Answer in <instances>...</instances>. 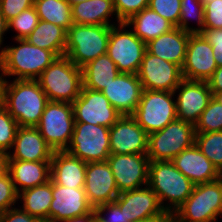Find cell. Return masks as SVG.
<instances>
[{
	"mask_svg": "<svg viewBox=\"0 0 222 222\" xmlns=\"http://www.w3.org/2000/svg\"><path fill=\"white\" fill-rule=\"evenodd\" d=\"M48 102L37 80L6 79L3 105L19 127H36Z\"/></svg>",
	"mask_w": 222,
	"mask_h": 222,
	"instance_id": "cell-1",
	"label": "cell"
},
{
	"mask_svg": "<svg viewBox=\"0 0 222 222\" xmlns=\"http://www.w3.org/2000/svg\"><path fill=\"white\" fill-rule=\"evenodd\" d=\"M194 185L172 161L149 162L148 186L156 193L164 211L175 213L191 195Z\"/></svg>",
	"mask_w": 222,
	"mask_h": 222,
	"instance_id": "cell-2",
	"label": "cell"
},
{
	"mask_svg": "<svg viewBox=\"0 0 222 222\" xmlns=\"http://www.w3.org/2000/svg\"><path fill=\"white\" fill-rule=\"evenodd\" d=\"M15 41L18 45L4 46L0 54V68L6 78L16 76V80H36L57 58L52 51L34 46L26 39Z\"/></svg>",
	"mask_w": 222,
	"mask_h": 222,
	"instance_id": "cell-3",
	"label": "cell"
},
{
	"mask_svg": "<svg viewBox=\"0 0 222 222\" xmlns=\"http://www.w3.org/2000/svg\"><path fill=\"white\" fill-rule=\"evenodd\" d=\"M36 80L49 101L73 103L83 87L81 68L67 56L57 57Z\"/></svg>",
	"mask_w": 222,
	"mask_h": 222,
	"instance_id": "cell-4",
	"label": "cell"
},
{
	"mask_svg": "<svg viewBox=\"0 0 222 222\" xmlns=\"http://www.w3.org/2000/svg\"><path fill=\"white\" fill-rule=\"evenodd\" d=\"M110 26L73 23L67 30L65 56L82 68L107 54Z\"/></svg>",
	"mask_w": 222,
	"mask_h": 222,
	"instance_id": "cell-5",
	"label": "cell"
},
{
	"mask_svg": "<svg viewBox=\"0 0 222 222\" xmlns=\"http://www.w3.org/2000/svg\"><path fill=\"white\" fill-rule=\"evenodd\" d=\"M222 216V179L194 185L191 195L174 213L175 222H216Z\"/></svg>",
	"mask_w": 222,
	"mask_h": 222,
	"instance_id": "cell-6",
	"label": "cell"
},
{
	"mask_svg": "<svg viewBox=\"0 0 222 222\" xmlns=\"http://www.w3.org/2000/svg\"><path fill=\"white\" fill-rule=\"evenodd\" d=\"M195 126L175 119L162 130L149 134L147 156L150 161H172L195 144Z\"/></svg>",
	"mask_w": 222,
	"mask_h": 222,
	"instance_id": "cell-7",
	"label": "cell"
},
{
	"mask_svg": "<svg viewBox=\"0 0 222 222\" xmlns=\"http://www.w3.org/2000/svg\"><path fill=\"white\" fill-rule=\"evenodd\" d=\"M174 96V92L143 90L132 116L148 134L162 130L177 119Z\"/></svg>",
	"mask_w": 222,
	"mask_h": 222,
	"instance_id": "cell-8",
	"label": "cell"
},
{
	"mask_svg": "<svg viewBox=\"0 0 222 222\" xmlns=\"http://www.w3.org/2000/svg\"><path fill=\"white\" fill-rule=\"evenodd\" d=\"M74 125L72 103L49 101L36 128L54 151H64L71 142Z\"/></svg>",
	"mask_w": 222,
	"mask_h": 222,
	"instance_id": "cell-9",
	"label": "cell"
},
{
	"mask_svg": "<svg viewBox=\"0 0 222 222\" xmlns=\"http://www.w3.org/2000/svg\"><path fill=\"white\" fill-rule=\"evenodd\" d=\"M110 128L75 122L72 139L65 150L84 162H105L110 152Z\"/></svg>",
	"mask_w": 222,
	"mask_h": 222,
	"instance_id": "cell-10",
	"label": "cell"
},
{
	"mask_svg": "<svg viewBox=\"0 0 222 222\" xmlns=\"http://www.w3.org/2000/svg\"><path fill=\"white\" fill-rule=\"evenodd\" d=\"M125 22L110 26L107 55L120 73L137 74L146 51V43L129 29Z\"/></svg>",
	"mask_w": 222,
	"mask_h": 222,
	"instance_id": "cell-11",
	"label": "cell"
},
{
	"mask_svg": "<svg viewBox=\"0 0 222 222\" xmlns=\"http://www.w3.org/2000/svg\"><path fill=\"white\" fill-rule=\"evenodd\" d=\"M72 106L75 122L110 128L122 116L101 91L84 87Z\"/></svg>",
	"mask_w": 222,
	"mask_h": 222,
	"instance_id": "cell-12",
	"label": "cell"
},
{
	"mask_svg": "<svg viewBox=\"0 0 222 222\" xmlns=\"http://www.w3.org/2000/svg\"><path fill=\"white\" fill-rule=\"evenodd\" d=\"M137 76L143 90L154 91L174 92L183 80L181 68L178 65L154 56L147 50Z\"/></svg>",
	"mask_w": 222,
	"mask_h": 222,
	"instance_id": "cell-13",
	"label": "cell"
},
{
	"mask_svg": "<svg viewBox=\"0 0 222 222\" xmlns=\"http://www.w3.org/2000/svg\"><path fill=\"white\" fill-rule=\"evenodd\" d=\"M107 162L114 175L119 193L148 185L147 154H110Z\"/></svg>",
	"mask_w": 222,
	"mask_h": 222,
	"instance_id": "cell-14",
	"label": "cell"
},
{
	"mask_svg": "<svg viewBox=\"0 0 222 222\" xmlns=\"http://www.w3.org/2000/svg\"><path fill=\"white\" fill-rule=\"evenodd\" d=\"M112 154H147L149 134L132 115H122L109 130Z\"/></svg>",
	"mask_w": 222,
	"mask_h": 222,
	"instance_id": "cell-15",
	"label": "cell"
},
{
	"mask_svg": "<svg viewBox=\"0 0 222 222\" xmlns=\"http://www.w3.org/2000/svg\"><path fill=\"white\" fill-rule=\"evenodd\" d=\"M217 67L210 43L200 33L190 34L185 61L181 67L183 79L207 81Z\"/></svg>",
	"mask_w": 222,
	"mask_h": 222,
	"instance_id": "cell-16",
	"label": "cell"
},
{
	"mask_svg": "<svg viewBox=\"0 0 222 222\" xmlns=\"http://www.w3.org/2000/svg\"><path fill=\"white\" fill-rule=\"evenodd\" d=\"M176 98L177 119L192 123L198 122L201 113L212 99V92L207 81H192L183 79L174 93Z\"/></svg>",
	"mask_w": 222,
	"mask_h": 222,
	"instance_id": "cell-17",
	"label": "cell"
},
{
	"mask_svg": "<svg viewBox=\"0 0 222 222\" xmlns=\"http://www.w3.org/2000/svg\"><path fill=\"white\" fill-rule=\"evenodd\" d=\"M84 191L93 208L118 197L119 191L107 161L87 163Z\"/></svg>",
	"mask_w": 222,
	"mask_h": 222,
	"instance_id": "cell-18",
	"label": "cell"
},
{
	"mask_svg": "<svg viewBox=\"0 0 222 222\" xmlns=\"http://www.w3.org/2000/svg\"><path fill=\"white\" fill-rule=\"evenodd\" d=\"M52 196L49 222H61L90 213L94 209L88 202L84 188H69L52 181Z\"/></svg>",
	"mask_w": 222,
	"mask_h": 222,
	"instance_id": "cell-19",
	"label": "cell"
},
{
	"mask_svg": "<svg viewBox=\"0 0 222 222\" xmlns=\"http://www.w3.org/2000/svg\"><path fill=\"white\" fill-rule=\"evenodd\" d=\"M142 91L137 74L119 73L101 92L122 115H132L138 107Z\"/></svg>",
	"mask_w": 222,
	"mask_h": 222,
	"instance_id": "cell-20",
	"label": "cell"
},
{
	"mask_svg": "<svg viewBox=\"0 0 222 222\" xmlns=\"http://www.w3.org/2000/svg\"><path fill=\"white\" fill-rule=\"evenodd\" d=\"M114 202L129 222L140 221L162 213L156 193L148 186L120 192Z\"/></svg>",
	"mask_w": 222,
	"mask_h": 222,
	"instance_id": "cell-21",
	"label": "cell"
},
{
	"mask_svg": "<svg viewBox=\"0 0 222 222\" xmlns=\"http://www.w3.org/2000/svg\"><path fill=\"white\" fill-rule=\"evenodd\" d=\"M13 148L14 152L8 153L9 160L51 161L54 153L36 127H19Z\"/></svg>",
	"mask_w": 222,
	"mask_h": 222,
	"instance_id": "cell-22",
	"label": "cell"
},
{
	"mask_svg": "<svg viewBox=\"0 0 222 222\" xmlns=\"http://www.w3.org/2000/svg\"><path fill=\"white\" fill-rule=\"evenodd\" d=\"M172 162L195 185L213 182L221 178V173L196 144L183 150Z\"/></svg>",
	"mask_w": 222,
	"mask_h": 222,
	"instance_id": "cell-23",
	"label": "cell"
},
{
	"mask_svg": "<svg viewBox=\"0 0 222 222\" xmlns=\"http://www.w3.org/2000/svg\"><path fill=\"white\" fill-rule=\"evenodd\" d=\"M86 165L83 160L64 151H54L51 159L50 179L69 188H84Z\"/></svg>",
	"mask_w": 222,
	"mask_h": 222,
	"instance_id": "cell-24",
	"label": "cell"
},
{
	"mask_svg": "<svg viewBox=\"0 0 222 222\" xmlns=\"http://www.w3.org/2000/svg\"><path fill=\"white\" fill-rule=\"evenodd\" d=\"M190 34L175 27L146 43V50L152 55L174 63L181 68L185 61Z\"/></svg>",
	"mask_w": 222,
	"mask_h": 222,
	"instance_id": "cell-25",
	"label": "cell"
},
{
	"mask_svg": "<svg viewBox=\"0 0 222 222\" xmlns=\"http://www.w3.org/2000/svg\"><path fill=\"white\" fill-rule=\"evenodd\" d=\"M8 173L16 192L20 193L50 180L51 161L9 160Z\"/></svg>",
	"mask_w": 222,
	"mask_h": 222,
	"instance_id": "cell-26",
	"label": "cell"
},
{
	"mask_svg": "<svg viewBox=\"0 0 222 222\" xmlns=\"http://www.w3.org/2000/svg\"><path fill=\"white\" fill-rule=\"evenodd\" d=\"M116 16L117 24L122 23L115 12L113 0H87L72 6V20L76 24L114 26L110 16Z\"/></svg>",
	"mask_w": 222,
	"mask_h": 222,
	"instance_id": "cell-27",
	"label": "cell"
},
{
	"mask_svg": "<svg viewBox=\"0 0 222 222\" xmlns=\"http://www.w3.org/2000/svg\"><path fill=\"white\" fill-rule=\"evenodd\" d=\"M125 23L129 28L133 27L134 34L145 43L175 28L170 21L149 7L134 14Z\"/></svg>",
	"mask_w": 222,
	"mask_h": 222,
	"instance_id": "cell-28",
	"label": "cell"
},
{
	"mask_svg": "<svg viewBox=\"0 0 222 222\" xmlns=\"http://www.w3.org/2000/svg\"><path fill=\"white\" fill-rule=\"evenodd\" d=\"M83 87L102 91L120 73L114 61L101 55L81 68Z\"/></svg>",
	"mask_w": 222,
	"mask_h": 222,
	"instance_id": "cell-29",
	"label": "cell"
},
{
	"mask_svg": "<svg viewBox=\"0 0 222 222\" xmlns=\"http://www.w3.org/2000/svg\"><path fill=\"white\" fill-rule=\"evenodd\" d=\"M67 31L53 23L40 20L25 38L30 44L52 51L57 57L65 56Z\"/></svg>",
	"mask_w": 222,
	"mask_h": 222,
	"instance_id": "cell-30",
	"label": "cell"
},
{
	"mask_svg": "<svg viewBox=\"0 0 222 222\" xmlns=\"http://www.w3.org/2000/svg\"><path fill=\"white\" fill-rule=\"evenodd\" d=\"M23 203L22 210L38 221L49 222V207L52 202V180L18 193V200Z\"/></svg>",
	"mask_w": 222,
	"mask_h": 222,
	"instance_id": "cell-31",
	"label": "cell"
},
{
	"mask_svg": "<svg viewBox=\"0 0 222 222\" xmlns=\"http://www.w3.org/2000/svg\"><path fill=\"white\" fill-rule=\"evenodd\" d=\"M40 20L53 23L66 31L73 24L72 6L67 0H34Z\"/></svg>",
	"mask_w": 222,
	"mask_h": 222,
	"instance_id": "cell-32",
	"label": "cell"
},
{
	"mask_svg": "<svg viewBox=\"0 0 222 222\" xmlns=\"http://www.w3.org/2000/svg\"><path fill=\"white\" fill-rule=\"evenodd\" d=\"M195 144L200 151L222 172V131L196 133Z\"/></svg>",
	"mask_w": 222,
	"mask_h": 222,
	"instance_id": "cell-33",
	"label": "cell"
},
{
	"mask_svg": "<svg viewBox=\"0 0 222 222\" xmlns=\"http://www.w3.org/2000/svg\"><path fill=\"white\" fill-rule=\"evenodd\" d=\"M190 19L197 20L198 28L190 26ZM178 28L191 34L200 33L204 29V5L200 0H181Z\"/></svg>",
	"mask_w": 222,
	"mask_h": 222,
	"instance_id": "cell-34",
	"label": "cell"
},
{
	"mask_svg": "<svg viewBox=\"0 0 222 222\" xmlns=\"http://www.w3.org/2000/svg\"><path fill=\"white\" fill-rule=\"evenodd\" d=\"M222 131V105L213 98L195 124V133Z\"/></svg>",
	"mask_w": 222,
	"mask_h": 222,
	"instance_id": "cell-35",
	"label": "cell"
},
{
	"mask_svg": "<svg viewBox=\"0 0 222 222\" xmlns=\"http://www.w3.org/2000/svg\"><path fill=\"white\" fill-rule=\"evenodd\" d=\"M39 21L36 9L32 6L8 21V30L12 28L17 32L14 39H25L35 29Z\"/></svg>",
	"mask_w": 222,
	"mask_h": 222,
	"instance_id": "cell-36",
	"label": "cell"
},
{
	"mask_svg": "<svg viewBox=\"0 0 222 222\" xmlns=\"http://www.w3.org/2000/svg\"><path fill=\"white\" fill-rule=\"evenodd\" d=\"M19 125L8 113L5 106L0 107V152L8 154L14 144ZM10 150V151H8Z\"/></svg>",
	"mask_w": 222,
	"mask_h": 222,
	"instance_id": "cell-37",
	"label": "cell"
},
{
	"mask_svg": "<svg viewBox=\"0 0 222 222\" xmlns=\"http://www.w3.org/2000/svg\"><path fill=\"white\" fill-rule=\"evenodd\" d=\"M148 7L178 27L181 0H149Z\"/></svg>",
	"mask_w": 222,
	"mask_h": 222,
	"instance_id": "cell-38",
	"label": "cell"
},
{
	"mask_svg": "<svg viewBox=\"0 0 222 222\" xmlns=\"http://www.w3.org/2000/svg\"><path fill=\"white\" fill-rule=\"evenodd\" d=\"M18 201V193L9 173H7L0 178V214L15 207Z\"/></svg>",
	"mask_w": 222,
	"mask_h": 222,
	"instance_id": "cell-39",
	"label": "cell"
},
{
	"mask_svg": "<svg viewBox=\"0 0 222 222\" xmlns=\"http://www.w3.org/2000/svg\"><path fill=\"white\" fill-rule=\"evenodd\" d=\"M117 18L126 22L131 16L147 8L149 0H113Z\"/></svg>",
	"mask_w": 222,
	"mask_h": 222,
	"instance_id": "cell-40",
	"label": "cell"
},
{
	"mask_svg": "<svg viewBox=\"0 0 222 222\" xmlns=\"http://www.w3.org/2000/svg\"><path fill=\"white\" fill-rule=\"evenodd\" d=\"M204 29H222V0L204 4Z\"/></svg>",
	"mask_w": 222,
	"mask_h": 222,
	"instance_id": "cell-41",
	"label": "cell"
},
{
	"mask_svg": "<svg viewBox=\"0 0 222 222\" xmlns=\"http://www.w3.org/2000/svg\"><path fill=\"white\" fill-rule=\"evenodd\" d=\"M94 211L97 222H129L124 212L120 210V207L114 201L99 205L94 208Z\"/></svg>",
	"mask_w": 222,
	"mask_h": 222,
	"instance_id": "cell-42",
	"label": "cell"
},
{
	"mask_svg": "<svg viewBox=\"0 0 222 222\" xmlns=\"http://www.w3.org/2000/svg\"><path fill=\"white\" fill-rule=\"evenodd\" d=\"M32 6H34V0H0V13L8 22Z\"/></svg>",
	"mask_w": 222,
	"mask_h": 222,
	"instance_id": "cell-43",
	"label": "cell"
},
{
	"mask_svg": "<svg viewBox=\"0 0 222 222\" xmlns=\"http://www.w3.org/2000/svg\"><path fill=\"white\" fill-rule=\"evenodd\" d=\"M200 34L212 46L217 66H222V29H203Z\"/></svg>",
	"mask_w": 222,
	"mask_h": 222,
	"instance_id": "cell-44",
	"label": "cell"
},
{
	"mask_svg": "<svg viewBox=\"0 0 222 222\" xmlns=\"http://www.w3.org/2000/svg\"><path fill=\"white\" fill-rule=\"evenodd\" d=\"M0 222H38V220L21 208L13 207L0 214Z\"/></svg>",
	"mask_w": 222,
	"mask_h": 222,
	"instance_id": "cell-45",
	"label": "cell"
},
{
	"mask_svg": "<svg viewBox=\"0 0 222 222\" xmlns=\"http://www.w3.org/2000/svg\"><path fill=\"white\" fill-rule=\"evenodd\" d=\"M211 92L222 91V66H218L213 75L207 80Z\"/></svg>",
	"mask_w": 222,
	"mask_h": 222,
	"instance_id": "cell-46",
	"label": "cell"
},
{
	"mask_svg": "<svg viewBox=\"0 0 222 222\" xmlns=\"http://www.w3.org/2000/svg\"><path fill=\"white\" fill-rule=\"evenodd\" d=\"M135 222H175L174 221V213L169 212V211H163L162 213L147 218V219H143L140 221H135Z\"/></svg>",
	"mask_w": 222,
	"mask_h": 222,
	"instance_id": "cell-47",
	"label": "cell"
},
{
	"mask_svg": "<svg viewBox=\"0 0 222 222\" xmlns=\"http://www.w3.org/2000/svg\"><path fill=\"white\" fill-rule=\"evenodd\" d=\"M61 222H97V218L93 209L90 213L76 216L74 218L65 219Z\"/></svg>",
	"mask_w": 222,
	"mask_h": 222,
	"instance_id": "cell-48",
	"label": "cell"
},
{
	"mask_svg": "<svg viewBox=\"0 0 222 222\" xmlns=\"http://www.w3.org/2000/svg\"><path fill=\"white\" fill-rule=\"evenodd\" d=\"M8 162V154L0 152V178H2L8 173Z\"/></svg>",
	"mask_w": 222,
	"mask_h": 222,
	"instance_id": "cell-49",
	"label": "cell"
},
{
	"mask_svg": "<svg viewBox=\"0 0 222 222\" xmlns=\"http://www.w3.org/2000/svg\"><path fill=\"white\" fill-rule=\"evenodd\" d=\"M8 22L5 20V18L3 17V15L0 13V54L3 52L5 47H2L1 45H3V35L4 33H6V31H8Z\"/></svg>",
	"mask_w": 222,
	"mask_h": 222,
	"instance_id": "cell-50",
	"label": "cell"
},
{
	"mask_svg": "<svg viewBox=\"0 0 222 222\" xmlns=\"http://www.w3.org/2000/svg\"><path fill=\"white\" fill-rule=\"evenodd\" d=\"M0 107L3 106V99H4V85L6 82L5 76L2 74L1 68H0Z\"/></svg>",
	"mask_w": 222,
	"mask_h": 222,
	"instance_id": "cell-51",
	"label": "cell"
},
{
	"mask_svg": "<svg viewBox=\"0 0 222 222\" xmlns=\"http://www.w3.org/2000/svg\"><path fill=\"white\" fill-rule=\"evenodd\" d=\"M212 98L222 105V91L212 92Z\"/></svg>",
	"mask_w": 222,
	"mask_h": 222,
	"instance_id": "cell-52",
	"label": "cell"
},
{
	"mask_svg": "<svg viewBox=\"0 0 222 222\" xmlns=\"http://www.w3.org/2000/svg\"><path fill=\"white\" fill-rule=\"evenodd\" d=\"M71 6L87 0H67Z\"/></svg>",
	"mask_w": 222,
	"mask_h": 222,
	"instance_id": "cell-53",
	"label": "cell"
},
{
	"mask_svg": "<svg viewBox=\"0 0 222 222\" xmlns=\"http://www.w3.org/2000/svg\"><path fill=\"white\" fill-rule=\"evenodd\" d=\"M201 2H202V4L204 5V4H206L207 2H210V1H212V0H200Z\"/></svg>",
	"mask_w": 222,
	"mask_h": 222,
	"instance_id": "cell-54",
	"label": "cell"
}]
</instances>
